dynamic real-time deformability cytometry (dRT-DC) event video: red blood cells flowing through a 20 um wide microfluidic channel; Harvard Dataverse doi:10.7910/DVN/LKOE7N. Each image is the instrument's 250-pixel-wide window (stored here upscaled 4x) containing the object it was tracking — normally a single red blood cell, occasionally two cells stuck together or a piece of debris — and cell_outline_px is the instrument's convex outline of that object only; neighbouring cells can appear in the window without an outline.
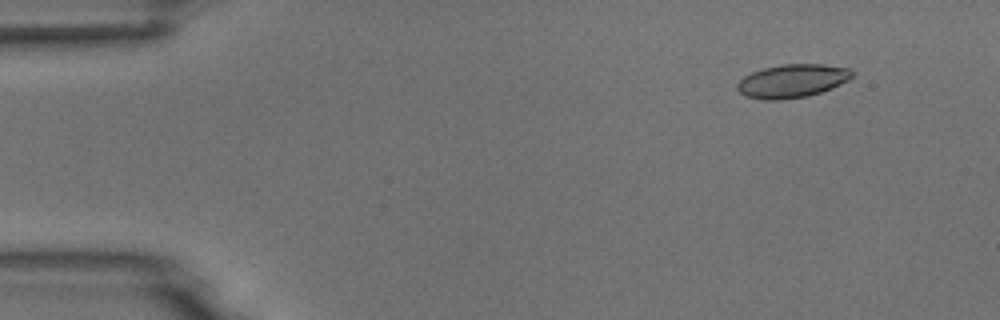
{"species": "common noctule bat (a hibernating species)", "species_latin": "Nyctalus noctula", "temperature_condition": "room temperature", "stored_images_in_passage": 4, "camera_frame_rate_fps": 3000, "um_per_image_px": 0.085, "animal": {"sex": "male", "body_mass_g": 18.8}, "frame": {"image": 1, "passage_image": 2, "time_ms": 1.0, "image_size_px": [1000, 320], "cell_outline_px": [[852, 76], [848, 80], [832, 88], [808, 96], [780, 100], [764, 100], [744, 96], [736, 88], [736, 84], [744, 76], [752, 72], [764, 68], [780, 64], [824, 64], [848, 68], [852, 72]], "centroid_in_image_um": [67.3, 6.88], "position_along_channel_um": 17.7, "area_um2": 22.37}}